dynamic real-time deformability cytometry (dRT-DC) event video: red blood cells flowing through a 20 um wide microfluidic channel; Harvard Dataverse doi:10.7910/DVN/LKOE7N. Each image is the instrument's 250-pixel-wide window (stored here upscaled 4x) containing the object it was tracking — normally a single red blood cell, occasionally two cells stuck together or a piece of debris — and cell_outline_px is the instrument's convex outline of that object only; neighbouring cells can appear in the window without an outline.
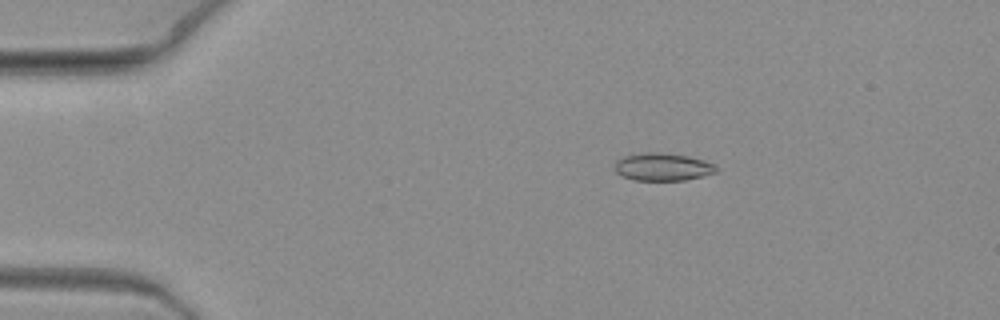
{"species": "common noctule bat (a hibernating species)", "species_latin": "Nyctalus noctula", "temperature_condition": "warm", "stored_images_in_passage": 2, "camera_frame_rate_fps": 3000, "um_per_image_px": 0.085, "animal": {"sex": "female", "body_mass_g": 19.3, "forearm_length_mm": 54.1}, "frame": {"image": 1, "passage_image": 1, "time_ms": 0.0, "image_size_px": [1000, 320], "cell_outline_px": [[716, 172], [704, 176], [684, 180], [632, 180], [616, 172], [616, 160], [624, 156], [644, 152], [660, 152], [688, 156], [704, 160], [712, 164], [716, 168]], "centroid_in_image_um": [56.32, 14.18], "position_along_channel_um": 28.7, "area_um2": 16.24}}